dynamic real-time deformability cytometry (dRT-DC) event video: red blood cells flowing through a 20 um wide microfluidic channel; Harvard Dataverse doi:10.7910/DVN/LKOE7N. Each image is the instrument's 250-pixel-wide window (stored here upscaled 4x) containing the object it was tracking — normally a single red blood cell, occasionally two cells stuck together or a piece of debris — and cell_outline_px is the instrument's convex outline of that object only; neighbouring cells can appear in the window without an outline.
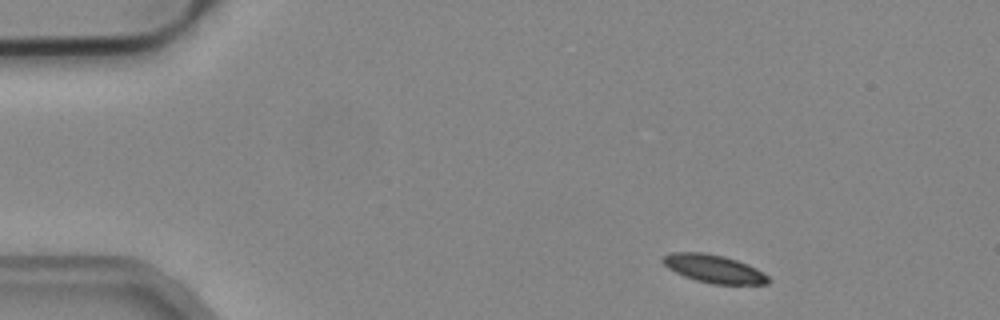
{"species": "common noctule bat (a hibernating species)", "species_latin": "Nyctalus noctula", "temperature_condition": "cold", "stored_images_in_passage": 46, "camera_frame_rate_fps": 3000, "um_per_image_px": 0.085, "animal": {"sex": "male", "body_mass_g": 19.2, "forearm_length_mm": 51.8}, "frame": {"image": 1, "passage_image": 1, "time_ms": 0.0, "image_size_px": [1000, 320], "cell_outline_px": [[768, 284], [712, 284], [696, 280], [684, 276], [668, 268], [660, 260], [664, 256], [672, 252], [704, 252], [724, 256], [748, 264], [764, 272], [768, 276]], "centroid_in_image_um": [60.67, 22.84], "position_along_channel_um": 24.3, "area_um2": 17.22}}
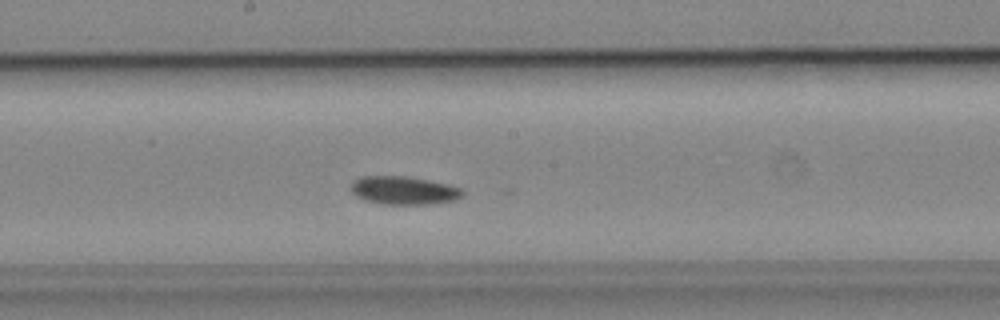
{"frame": {"image": 2, "passage_image": 22, "time_ms": 7.0, "image_size_px": [1000, 320], "cell_outline_px": [[464, 196], [452, 200], [428, 204], [380, 204], [364, 200], [356, 196], [352, 192], [352, 180], [360, 176], [404, 176], [448, 184], [460, 188], [464, 192]], "centroid_in_image_um": [34.28, 16.18], "position_along_channel_um": 213.9, "area_um2": 18.26}}
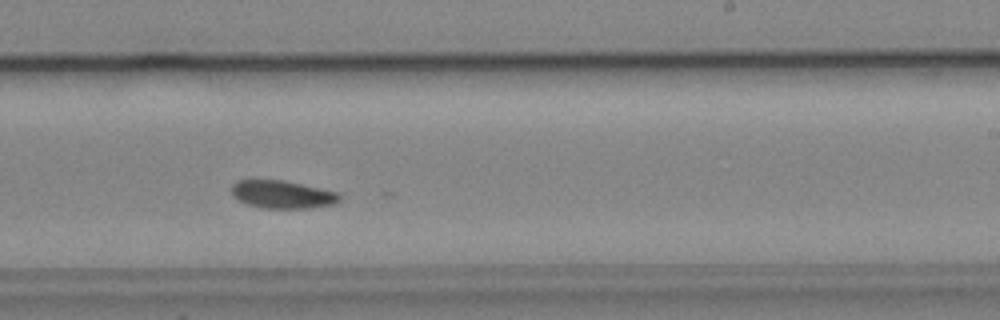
{"frame": {"image": 3, "passage_image": 26, "time_ms": 8.333, "image_size_px": [1000, 320], "cell_outline_px": [[340, 200], [332, 204], [312, 208], [264, 208], [248, 204], [232, 196], [232, 184], [236, 180], [284, 180], [336, 192], [340, 196]], "centroid_in_image_um": [23.97, 16.52], "position_along_channel_um": 265.0, "area_um2": 17.34}, "authors_computed_cell_mechanics": {"area_um2": 17.7446, "velocity_mm_per_s": 3.8679, "shape_relaxation_time_tau1_ms": null, "shape_relaxation_time_tau2_ms": 4.8236, "deformation_change_tau1": null, "deformation_change_tau2": 0.0709}}